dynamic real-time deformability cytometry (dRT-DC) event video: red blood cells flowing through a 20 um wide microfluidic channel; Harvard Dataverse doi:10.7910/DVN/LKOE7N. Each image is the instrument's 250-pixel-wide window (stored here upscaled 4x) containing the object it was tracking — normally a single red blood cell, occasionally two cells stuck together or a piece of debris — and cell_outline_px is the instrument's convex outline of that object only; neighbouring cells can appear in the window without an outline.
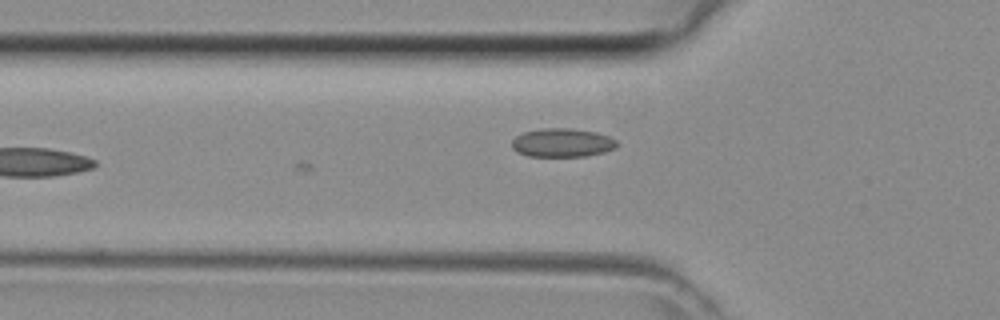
{"species": "common noctule bat (a hibernating species)", "species_latin": "Nyctalus noctula", "temperature_condition": "room temperature", "stored_images_in_passage": 4, "camera_frame_rate_fps": 3000, "um_per_image_px": 0.085, "animal": {"sex": "female", "body_mass_g": 29.2, "forearm_length_mm": 56.3}, "frame": {"image": 1, "passage_image": 4, "time_ms": 1.0, "image_size_px": [1000, 320], "cell_outline_px": [[620, 144], [616, 148], [604, 152], [584, 156], [528, 156], [512, 148], [512, 140], [516, 136], [524, 132], [540, 128], [568, 128], [596, 132], [608, 136], [616, 140]], "centroid_in_image_um": [47.82, 12.12], "position_along_channel_um": 78.0, "area_um2": 17.51}}